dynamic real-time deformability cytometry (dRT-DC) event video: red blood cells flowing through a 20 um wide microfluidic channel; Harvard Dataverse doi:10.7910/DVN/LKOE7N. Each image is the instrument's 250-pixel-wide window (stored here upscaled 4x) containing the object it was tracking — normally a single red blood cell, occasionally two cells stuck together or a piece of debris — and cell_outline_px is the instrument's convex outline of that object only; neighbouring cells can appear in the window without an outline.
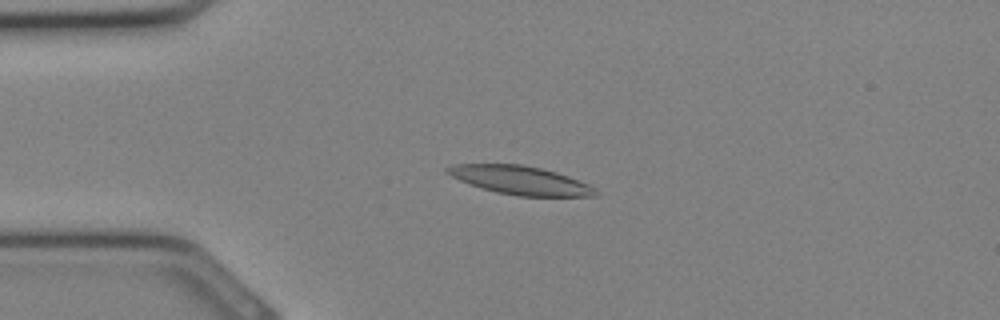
{"species": "Egyptian fruit bat (a non-hibernating species)", "species_latin": "Rousettus aegyptiacus", "temperature_condition": "cold", "stored_images_in_passage": 21, "camera_frame_rate_fps": 3000, "um_per_image_px": 0.085, "animal": {"sex": "female"}, "frame": {"image": 1, "passage_image": 7, "time_ms": 2.0, "image_size_px": [1000, 320], "cell_outline_px": [[596, 196], [520, 196], [496, 192], [460, 180], [452, 176], [444, 168], [456, 164], [520, 164], [540, 168], [556, 172], [568, 176], [588, 184], [596, 192]], "centroid_in_image_um": [44.22, 15.31], "position_along_channel_um": 40.8, "area_um2": 24.04}}
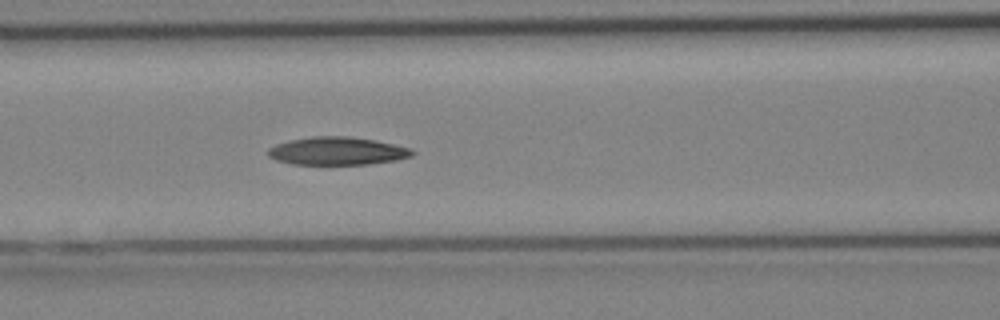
{"frame": {"image": 2, "passage_image": 13, "time_ms": 4.0, "image_size_px": [1000, 320], "cell_outline_px": [[416, 152], [412, 156], [396, 160], [368, 164], [292, 164], [276, 160], [268, 156], [268, 148], [276, 144], [288, 140], [312, 136], [348, 136], [376, 140], [412, 148]], "centroid_in_image_um": [28.68, 12.83], "position_along_channel_um": 137.9, "area_um2": 23.64}}
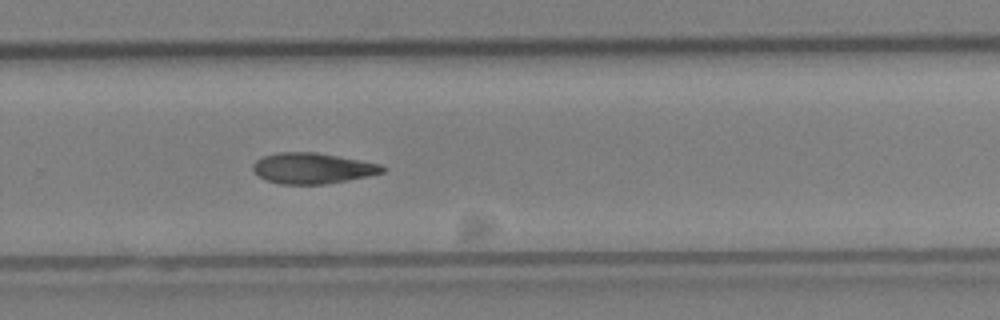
{"frame": {"image": 3, "passage_image": 21, "time_ms": 6.667, "image_size_px": [1000, 320], "cell_outline_px": [[384, 172], [368, 176], [348, 180], [324, 184], [280, 184], [264, 180], [252, 168], [252, 164], [256, 160], [264, 156], [280, 152], [316, 152], [360, 160], [380, 164], [384, 168]], "centroid_in_image_um": [26.54, 14.3], "position_along_channel_um": 303.3, "area_um2": 23.06}}